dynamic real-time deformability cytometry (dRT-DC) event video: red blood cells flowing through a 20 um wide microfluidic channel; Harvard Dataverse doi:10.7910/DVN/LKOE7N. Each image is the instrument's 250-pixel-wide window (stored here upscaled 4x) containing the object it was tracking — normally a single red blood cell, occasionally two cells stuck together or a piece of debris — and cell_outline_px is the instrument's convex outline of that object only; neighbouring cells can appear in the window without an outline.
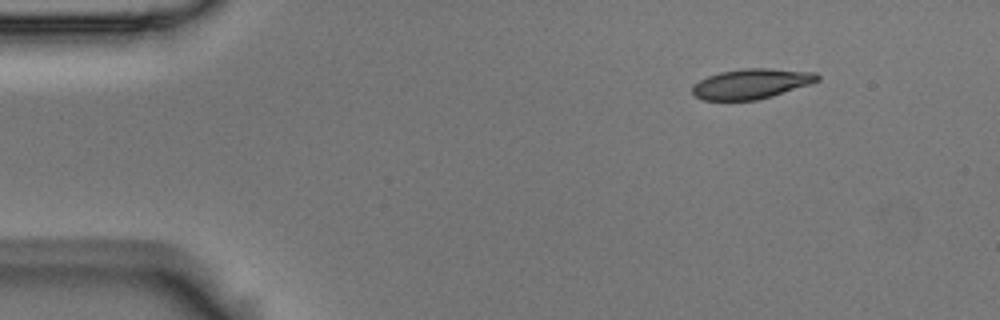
{"species": "Egyptian fruit bat (a non-hibernating species)", "species_latin": "Rousettus aegyptiacus", "temperature_condition": "room temperature", "stored_images_in_passage": 5, "segment_of_instrument_passage": [2, 2], "camera_frame_rate_fps": 3000, "um_per_image_px": 0.085, "animal": {"sex": "male"}, "frame": {"image": 1, "passage_image": 5, "time_ms": 1.333, "image_size_px": [1000, 320], "cell_outline_px": [[820, 80], [812, 84], [772, 96], [756, 100], [700, 100], [692, 92], [692, 88], [700, 80], [708, 76], [720, 72], [744, 68], [768, 68], [816, 72], [820, 76]], "centroid_in_image_um": [63.91, 7.12], "position_along_channel_um": 21.1, "area_um2": 21.96}}